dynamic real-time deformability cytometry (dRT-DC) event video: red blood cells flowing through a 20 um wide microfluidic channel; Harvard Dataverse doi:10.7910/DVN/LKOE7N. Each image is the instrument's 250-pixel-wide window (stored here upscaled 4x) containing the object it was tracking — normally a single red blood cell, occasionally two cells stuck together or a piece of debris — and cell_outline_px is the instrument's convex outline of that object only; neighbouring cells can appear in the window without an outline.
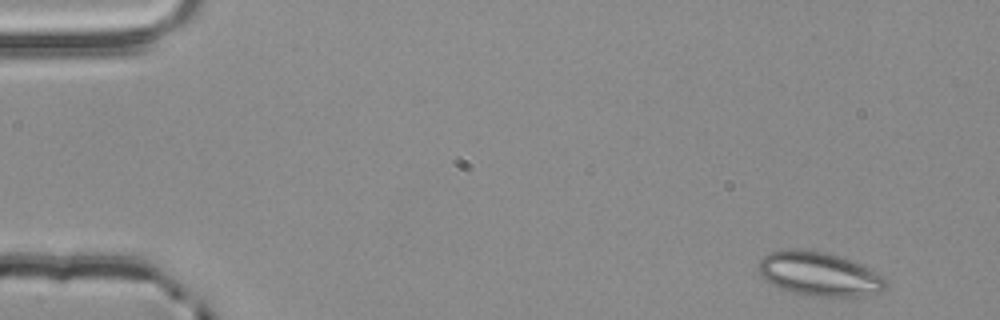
{"species": "common noctule bat (a hibernating species)", "species_latin": "Nyctalus noctula", "temperature_condition": "room temperature", "stored_images_in_passage": 4, "segment_of_instrument_passage": [1, 2], "camera_frame_rate_fps": 3000, "um_per_image_px": 0.085, "animal": {"sex": "male", "body_mass_g": 20.4}, "frame": {"image": 1, "passage_image": 1, "time_ms": 0.0, "image_size_px": [1000, 320], "cell_outline_px": [[888, 288], [880, 292], [860, 296], [812, 296], [792, 292], [780, 288], [772, 284], [760, 276], [756, 264], [768, 252], [788, 248], [796, 248], [824, 252], [860, 264], [884, 276], [888, 280]], "centroid_in_image_um": [69.61, 23.29], "position_along_channel_um": 15.4, "area_um2": 32.77}}